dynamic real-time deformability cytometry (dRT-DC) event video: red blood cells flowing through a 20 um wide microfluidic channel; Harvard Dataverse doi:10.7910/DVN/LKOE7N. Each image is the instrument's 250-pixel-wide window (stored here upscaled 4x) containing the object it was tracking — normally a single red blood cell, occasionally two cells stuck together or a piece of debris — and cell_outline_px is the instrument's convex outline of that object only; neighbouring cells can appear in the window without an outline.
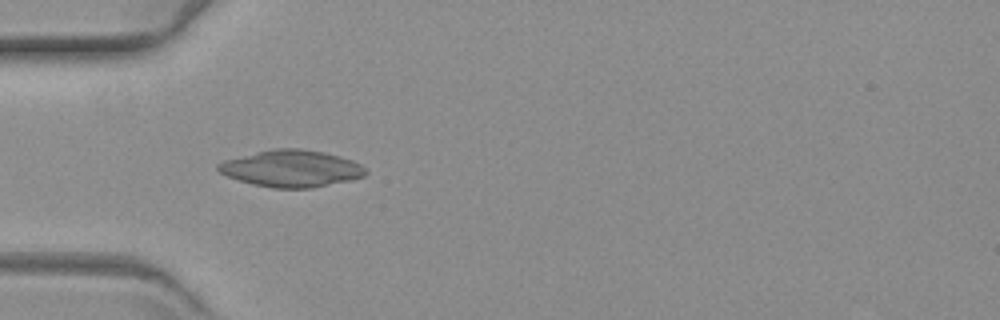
{"species": "common noctule bat (a hibernating species)", "species_latin": "Nyctalus noctula", "temperature_condition": "warm", "stored_images_in_passage": 17, "segment_of_instrument_passage": [1, 2], "camera_frame_rate_fps": 3000, "um_per_image_px": 0.085, "animal": {"sex": "female", "body_mass_g": 19.3, "forearm_length_mm": 54.1}, "frame": {"image": 1, "passage_image": 2, "time_ms": 0.333, "image_size_px": [1000, 320], "cell_outline_px": [[368, 172], [364, 176], [352, 180], [312, 188], [272, 188], [252, 184], [228, 176], [220, 172], [216, 168], [216, 164], [224, 160], [272, 148], [300, 148], [324, 152], [340, 156], [352, 160], [360, 164]], "centroid_in_image_um": [24.78, 14.32], "position_along_channel_um": 60.2, "area_um2": 31.73}}
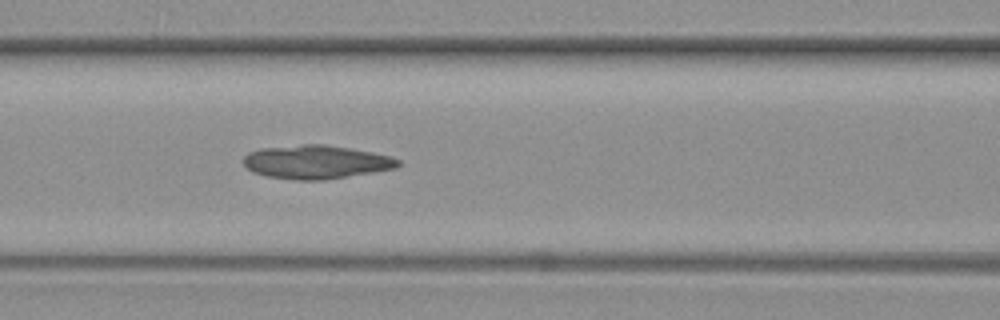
{"frame": {"image": 2, "passage_image": 9, "time_ms": 2.667, "image_size_px": [1000, 320], "cell_outline_px": [[400, 164], [396, 168], [324, 180], [296, 180], [268, 176], [252, 172], [244, 164], [244, 156], [248, 152], [260, 148], [304, 144], [324, 144], [372, 152], [388, 156], [400, 160]], "centroid_in_image_um": [26.84, 13.76], "position_along_channel_um": 139.8, "area_um2": 30.06}}
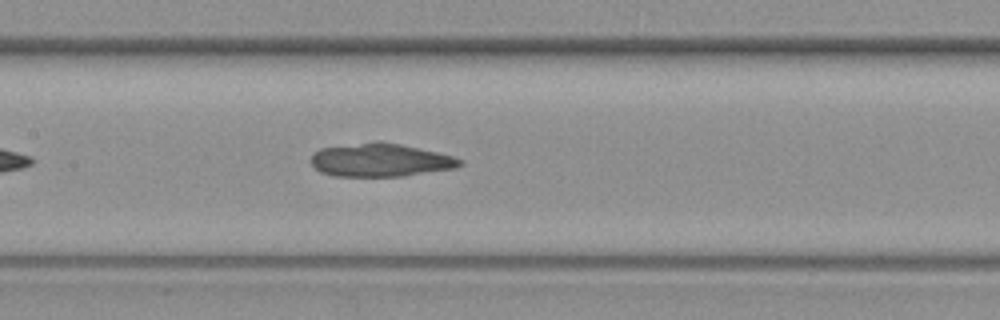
{"frame": {"image": 3, "passage_image": 12, "time_ms": 3.667, "image_size_px": [1000, 320], "cell_outline_px": [[464, 164], [456, 168], [404, 176], [332, 176], [320, 172], [312, 164], [312, 152], [320, 148], [376, 140], [380, 140], [400, 144], [436, 152], [452, 156], [464, 160]], "centroid_in_image_um": [32.33, 13.6], "position_along_channel_um": 175.1, "area_um2": 29.07}}